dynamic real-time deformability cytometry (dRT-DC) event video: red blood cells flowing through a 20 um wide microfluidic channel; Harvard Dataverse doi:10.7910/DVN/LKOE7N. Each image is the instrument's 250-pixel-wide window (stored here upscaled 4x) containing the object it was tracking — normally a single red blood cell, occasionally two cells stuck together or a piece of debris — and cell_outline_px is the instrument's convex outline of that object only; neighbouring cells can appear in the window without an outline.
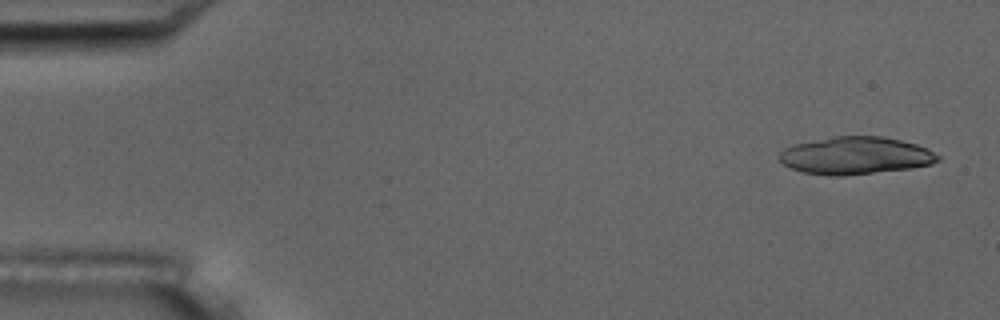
{"species": "common noctule bat (a hibernating species)", "species_latin": "Nyctalus noctula", "temperature_condition": "room temperature", "stored_images_in_passage": 18, "camera_frame_rate_fps": 3000, "um_per_image_px": 0.085, "animal": {"sex": "male", "body_mass_g": 17.5, "forearm_length_mm": 52.3}, "frame": {"image": 1, "passage_image": 2, "time_ms": 0.333, "image_size_px": [1000, 320], "cell_outline_px": [[940, 160], [932, 164], [912, 168], [840, 176], [832, 176], [804, 172], [792, 168], [784, 164], [780, 160], [780, 152], [784, 148], [796, 144], [836, 136], [880, 136], [900, 140], [916, 144], [940, 156]], "centroid_in_image_um": [72.73, 13.23], "position_along_channel_um": 12.3, "area_um2": 34.16}}